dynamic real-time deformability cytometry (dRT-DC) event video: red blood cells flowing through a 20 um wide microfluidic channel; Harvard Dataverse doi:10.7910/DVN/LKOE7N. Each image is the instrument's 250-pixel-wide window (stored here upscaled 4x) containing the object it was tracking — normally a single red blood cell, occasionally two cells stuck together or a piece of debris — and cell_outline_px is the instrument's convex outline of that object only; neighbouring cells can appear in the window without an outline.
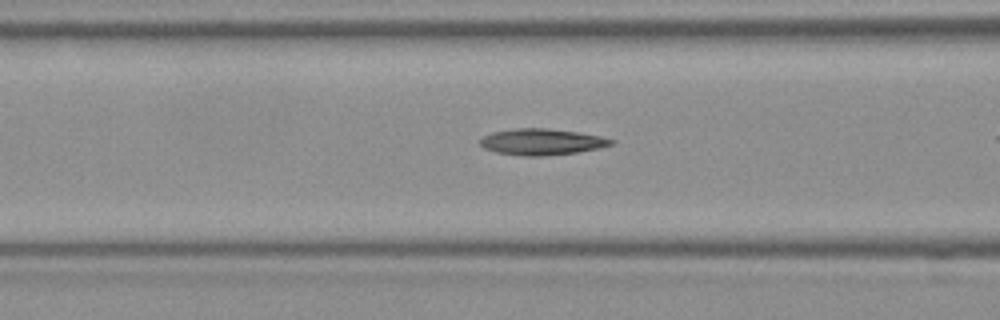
{"species": "Egyptian fruit bat (a non-hibernating species)", "species_latin": "Rousettus aegyptiacus", "temperature_condition": "room temperature", "stored_images_in_passage": 35, "camera_frame_rate_fps": 3000, "um_per_image_px": 0.085, "frame": {"image": 1, "passage_image": 14, "time_ms": 4.333, "image_size_px": [1000, 320], "cell_outline_px": [[616, 140], [612, 144], [600, 148], [576, 152], [544, 156], [524, 156], [496, 152], [484, 148], [480, 144], [480, 140], [484, 136], [492, 132], [516, 128], [548, 128], [576, 132], [600, 136]], "centroid_in_image_um": [46.05, 12.05], "position_along_channel_um": 120.6, "area_um2": 19.94}}
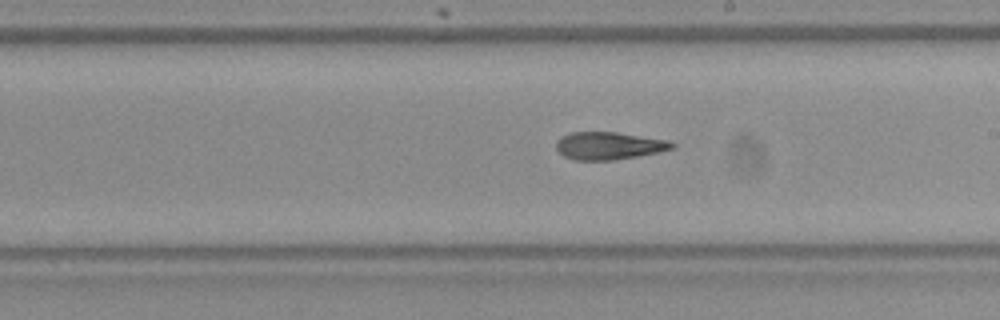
{"frame": {"image": 2, "passage_image": 23, "time_ms": 7.333, "image_size_px": [1000, 320], "cell_outline_px": [[676, 148], [660, 152], [612, 160], [572, 160], [564, 156], [556, 148], [556, 140], [560, 136], [572, 132], [616, 132], [672, 140], [676, 144]], "centroid_in_image_um": [51.79, 12.38], "position_along_channel_um": 237.2, "area_um2": 18.9}}
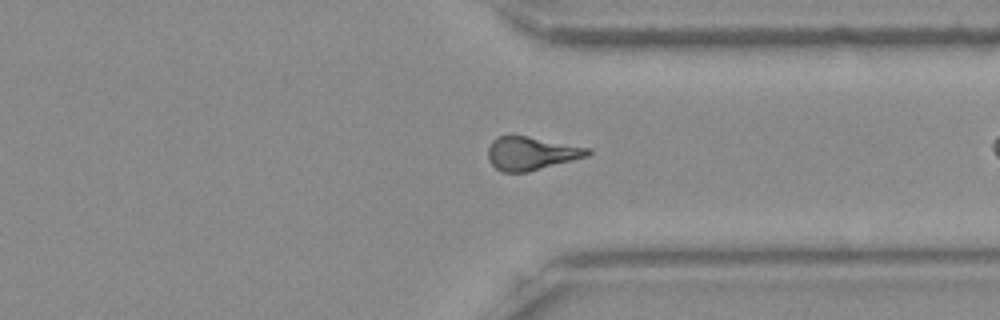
{"frame": {"image": 3, "passage_image": 33, "time_ms": 10.667, "image_size_px": [1000, 320], "cell_outline_px": [[592, 152], [588, 156], [528, 172], [500, 172], [488, 160], [488, 148], [492, 140], [496, 136], [528, 136], [592, 148]], "centroid_in_image_um": [45.16, 13.03], "position_along_channel_um": 366.2, "area_um2": 19.48}}